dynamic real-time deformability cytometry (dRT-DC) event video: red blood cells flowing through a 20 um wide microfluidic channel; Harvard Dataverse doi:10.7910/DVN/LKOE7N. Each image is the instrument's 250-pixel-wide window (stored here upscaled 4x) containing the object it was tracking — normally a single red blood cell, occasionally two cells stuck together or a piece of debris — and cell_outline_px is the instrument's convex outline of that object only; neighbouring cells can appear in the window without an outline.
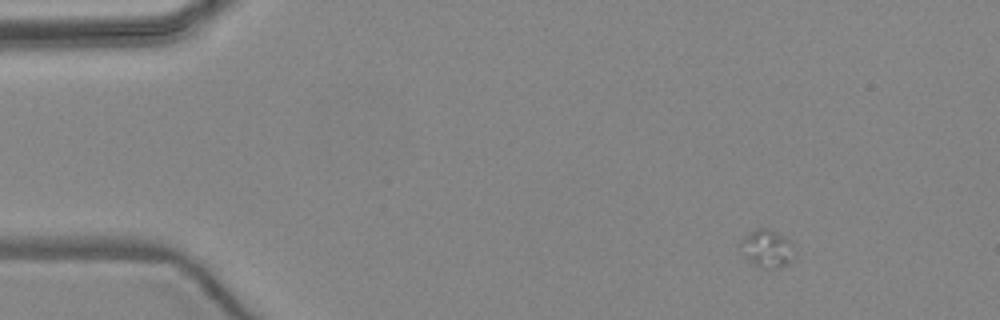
{"species": "common noctule bat (a hibernating species)", "species_latin": "Nyctalus noctula", "temperature_condition": "warm", "stored_images_in_passage": 4, "camera_frame_rate_fps": 3000, "um_per_image_px": 0.085, "animal": {"sex": "female", "body_mass_g": 24.6, "forearm_length_mm": 56.2}, "frame": {"image": 1, "passage_image": 1, "time_ms": 0.0, "image_size_px": [1000, 320], "cell_outline_px": [[792, 244], [788, 264], [776, 268], [760, 268], [752, 264], [744, 256], [740, 244], [740, 240], [744, 236], [756, 228], [768, 228], [792, 240]], "centroid_in_image_um": [65.14, 21.11], "position_along_channel_um": 19.9, "area_um2": 11.68}}